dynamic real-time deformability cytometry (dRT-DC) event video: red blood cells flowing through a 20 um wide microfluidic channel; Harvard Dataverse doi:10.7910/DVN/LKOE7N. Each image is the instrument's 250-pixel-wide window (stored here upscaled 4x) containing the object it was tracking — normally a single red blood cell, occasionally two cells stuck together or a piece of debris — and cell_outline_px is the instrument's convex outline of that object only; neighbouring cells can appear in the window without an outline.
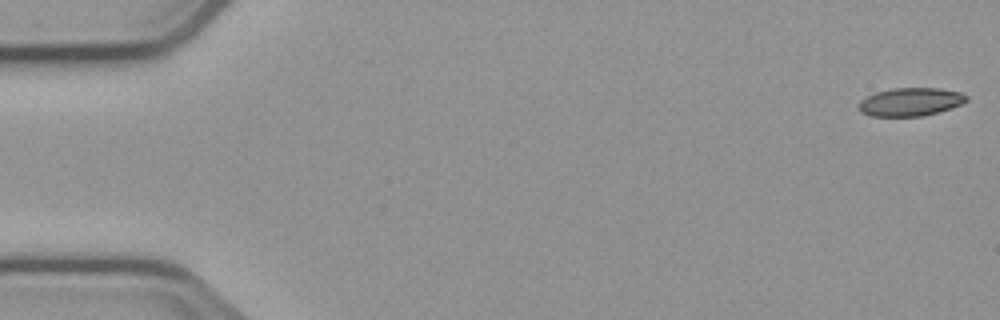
{"species": "common noctule bat (a hibernating species)", "species_latin": "Nyctalus noctula", "temperature_condition": "cold", "stored_images_in_passage": 11, "camera_frame_rate_fps": 3000, "um_per_image_px": 0.085, "animal": {"sex": "male", "body_mass_g": 23.1, "forearm_length_mm": 52.7}, "frame": {"image": 1, "passage_image": 1, "time_ms": 0.0, "image_size_px": [1000, 320], "cell_outline_px": [[968, 100], [960, 104], [924, 116], [872, 116], [860, 112], [860, 100], [876, 92], [892, 88], [940, 88], [960, 92], [968, 96]], "centroid_in_image_um": [77.39, 8.65], "position_along_channel_um": 7.6, "area_um2": 17.51}}